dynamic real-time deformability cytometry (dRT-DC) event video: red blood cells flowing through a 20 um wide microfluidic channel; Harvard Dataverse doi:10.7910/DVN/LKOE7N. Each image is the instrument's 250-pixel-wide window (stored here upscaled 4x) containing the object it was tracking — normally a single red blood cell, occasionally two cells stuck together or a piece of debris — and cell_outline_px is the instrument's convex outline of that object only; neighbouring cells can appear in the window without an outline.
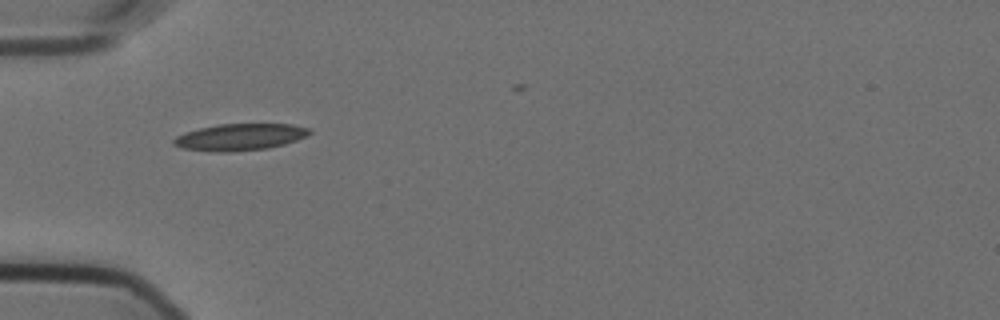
{"species": "Egyptian fruit bat (a non-hibernating species)", "species_latin": "Rousettus aegyptiacus", "temperature_condition": "cold", "stored_images_in_passage": 15, "camera_frame_rate_fps": 3000, "um_per_image_px": 0.085, "animal": {"sex": "female"}, "frame": {"image": 1, "passage_image": 1, "time_ms": 0.0, "image_size_px": [1000, 320], "cell_outline_px": [[312, 132], [296, 140], [284, 144], [268, 148], [232, 152], [208, 152], [180, 148], [172, 144], [172, 140], [176, 136], [200, 128], [220, 124], [292, 124], [308, 128]], "centroid_in_image_um": [20.35, 11.66], "position_along_channel_um": 64.7, "area_um2": 21.15}}
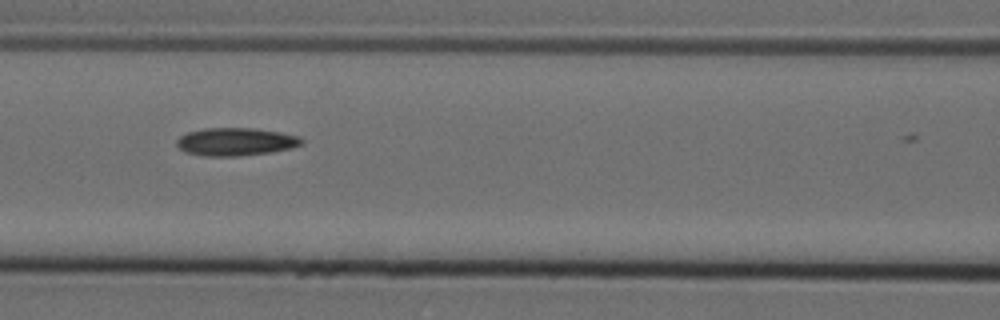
{"frame": {"image": 2, "passage_image": 8, "time_ms": 2.333, "image_size_px": [1000, 320], "cell_outline_px": [[304, 144], [292, 148], [272, 152], [240, 156], [204, 156], [184, 152], [176, 144], [176, 140], [180, 136], [188, 132], [204, 128], [256, 128], [280, 132], [300, 136], [304, 140]], "centroid_in_image_um": [20.07, 12.05], "position_along_channel_um": 146.5, "area_um2": 20.58}}
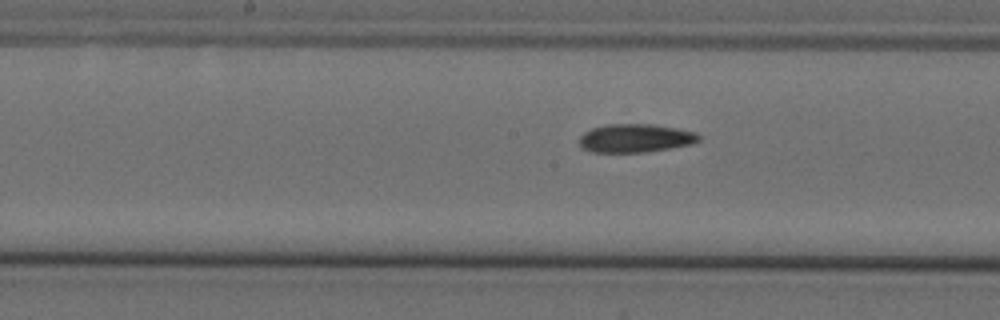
{"frame": {"image": 3, "passage_image": 12, "time_ms": 3.667, "image_size_px": [1000, 320], "cell_outline_px": [[700, 140], [692, 144], [672, 148], [648, 152], [592, 152], [584, 148], [580, 144], [580, 136], [584, 132], [592, 128], [604, 124], [648, 124], [676, 128], [696, 132], [700, 136]], "centroid_in_image_um": [54.02, 11.74], "position_along_channel_um": 194.2, "area_um2": 19.83}}